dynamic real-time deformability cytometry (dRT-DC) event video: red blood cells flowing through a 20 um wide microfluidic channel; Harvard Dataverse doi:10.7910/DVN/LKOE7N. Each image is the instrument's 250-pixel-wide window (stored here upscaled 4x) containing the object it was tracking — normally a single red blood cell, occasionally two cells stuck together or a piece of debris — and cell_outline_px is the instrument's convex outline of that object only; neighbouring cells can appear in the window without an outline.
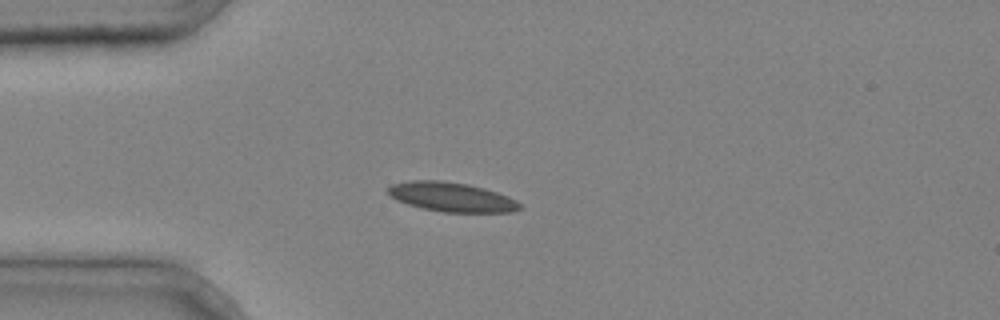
{"species": "common noctule bat (a hibernating species)", "species_latin": "Nyctalus noctula", "temperature_condition": "cold", "stored_images_in_passage": 4, "camera_frame_rate_fps": 3000, "um_per_image_px": 0.085, "animal": {"sex": "male", "body_mass_g": 20.4}, "frame": {"image": 1, "passage_image": 3, "time_ms": 0.667, "image_size_px": [1000, 320], "cell_outline_px": [[524, 208], [512, 212], [444, 212], [424, 208], [408, 204], [396, 200], [388, 192], [388, 188], [392, 184], [412, 180], [444, 180], [468, 184], [484, 188], [508, 196], [516, 200]], "centroid_in_image_um": [38.42, 16.74], "position_along_channel_um": 46.6, "area_um2": 22.48}}